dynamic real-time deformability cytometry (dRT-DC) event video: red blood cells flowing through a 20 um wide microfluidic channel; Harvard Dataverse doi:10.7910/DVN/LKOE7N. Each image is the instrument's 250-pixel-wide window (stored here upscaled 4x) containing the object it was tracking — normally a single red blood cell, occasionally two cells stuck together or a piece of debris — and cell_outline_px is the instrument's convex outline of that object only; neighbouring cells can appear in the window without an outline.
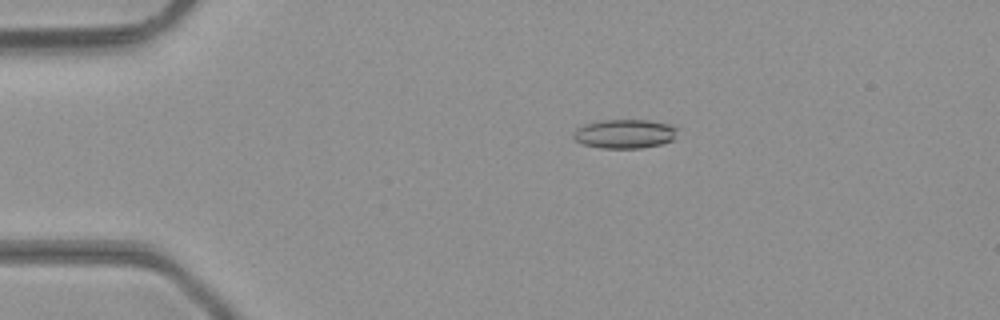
{"species": "common noctule bat (a hibernating species)", "species_latin": "Nyctalus noctula", "temperature_condition": "room temperature", "stored_images_in_passage": 48, "camera_frame_rate_fps": 3000, "um_per_image_px": 0.085, "animal": {"sex": "male", "body_mass_g": 23.1, "forearm_length_mm": 52.7}, "frame": {"image": 1, "passage_image": 10, "time_ms": 3.0, "image_size_px": [1000, 320], "cell_outline_px": [[676, 128], [672, 140], [660, 144], [640, 148], [600, 148], [584, 144], [576, 140], [572, 136], [572, 132], [576, 128], [584, 124], [604, 120], [648, 120], [668, 124]], "centroid_in_image_um": [53.03, 11.37], "position_along_channel_um": 32.0, "area_um2": 17.4}}
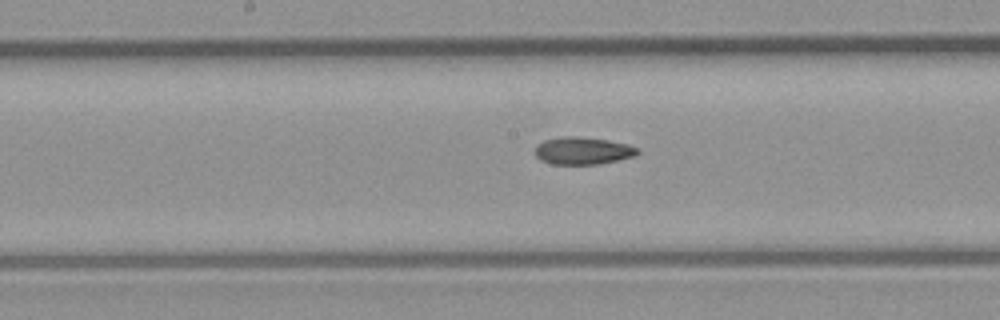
{"frame": {"image": 2, "passage_image": 25, "time_ms": 8.0, "image_size_px": [1000, 320], "cell_outline_px": [[640, 152], [636, 156], [600, 164], [552, 164], [540, 160], [532, 152], [536, 144], [544, 140], [560, 136], [572, 136], [608, 140], [628, 144], [640, 148]], "centroid_in_image_um": [49.52, 12.81], "position_along_channel_um": 198.7, "area_um2": 16.7}}
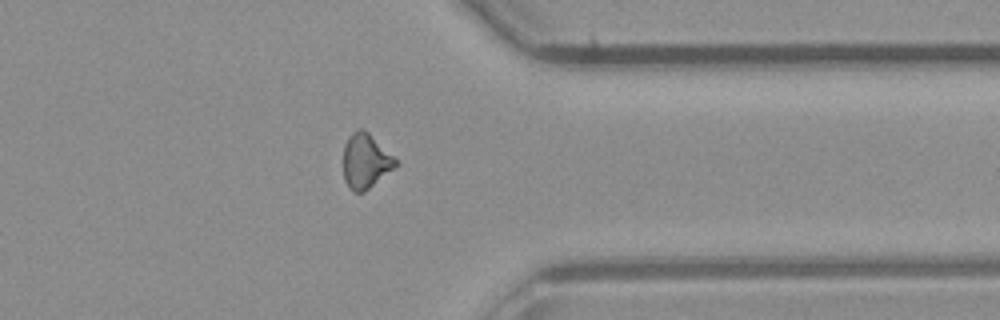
{"frame": {"image": 3, "passage_image": 38, "time_ms": 12.333, "image_size_px": [1000, 320], "cell_outline_px": [[400, 164], [364, 192], [352, 192], [348, 188], [344, 180], [344, 144], [348, 136], [356, 128], [364, 128], [400, 160]], "centroid_in_image_um": [31.11, 13.67], "position_along_channel_um": 380.3, "area_um2": 17.22}, "authors_computed_cell_mechanics": {"area_um2": 16.7331, "velocity_mm_per_s": 4.3709, "shape_relaxation_time_tau1_ms": null, "shape_relaxation_time_tau2_ms": 4.3335, "deformation_change_tau1": null, "deformation_change_tau2": 0.1153}}